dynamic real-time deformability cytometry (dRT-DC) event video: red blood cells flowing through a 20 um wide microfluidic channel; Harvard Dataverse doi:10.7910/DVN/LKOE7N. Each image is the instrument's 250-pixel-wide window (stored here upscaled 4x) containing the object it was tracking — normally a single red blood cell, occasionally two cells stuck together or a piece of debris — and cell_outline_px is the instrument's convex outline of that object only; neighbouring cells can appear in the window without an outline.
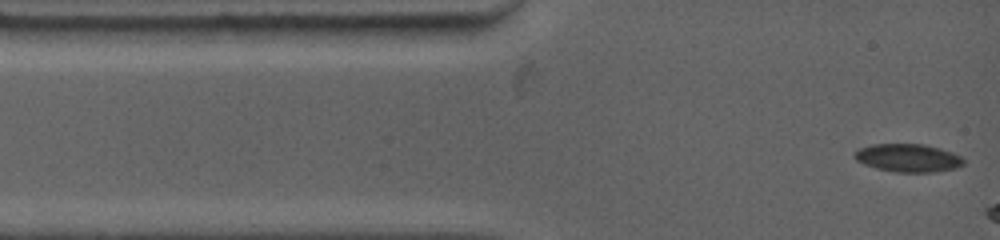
{"species": "common noctule bat (a hibernating species)", "species_latin": "Nyctalus noctula", "temperature_condition": "warm", "stored_images_in_passage": 5, "camera_frame_rate_fps": 4500, "um_per_image_px": 0.085, "animal": {"sex": "female", "body_mass_g": 19.0, "forearm_length_mm": 53.3}, "frame": {"image": 1, "passage_image": 1, "time_ms": 0.0, "image_size_px": [1000, 240], "cell_outline_px": [[964, 164], [956, 168], [932, 172], [896, 172], [876, 168], [864, 164], [856, 160], [852, 156], [852, 152], [856, 148], [872, 144], [924, 144], [940, 148], [952, 152], [960, 156], [964, 160]], "centroid_in_image_um": [77.13, 13.41], "position_along_channel_um": 7.9, "area_um2": 18.03}}